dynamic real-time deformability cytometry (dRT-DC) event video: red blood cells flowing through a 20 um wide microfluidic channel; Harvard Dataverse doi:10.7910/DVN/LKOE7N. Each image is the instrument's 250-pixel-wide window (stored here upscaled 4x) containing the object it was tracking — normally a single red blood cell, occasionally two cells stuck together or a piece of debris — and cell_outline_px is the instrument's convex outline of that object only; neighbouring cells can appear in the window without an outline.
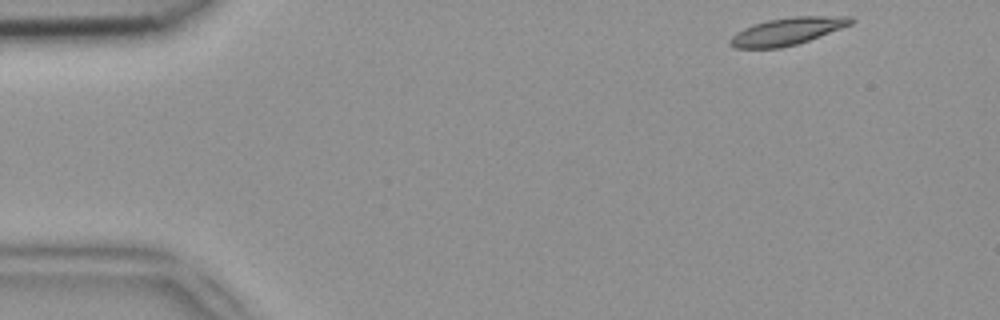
{"species": "common noctule bat (a hibernating species)", "species_latin": "Nyctalus noctula", "temperature_condition": "room temperature", "stored_images_in_passage": 46, "camera_frame_rate_fps": 3000, "um_per_image_px": 0.085, "animal": {"sex": "female", "body_mass_g": 18.4}, "frame": {"image": 1, "passage_image": 1, "time_ms": 0.0, "image_size_px": [1000, 320], "cell_outline_px": [[856, 20], [852, 24], [808, 40], [796, 44], [780, 48], [736, 48], [728, 44], [728, 40], [736, 32], [744, 28], [768, 20], [792, 16], [852, 16]], "centroid_in_image_um": [66.92, 2.65], "position_along_channel_um": 18.1, "area_um2": 19.13}}
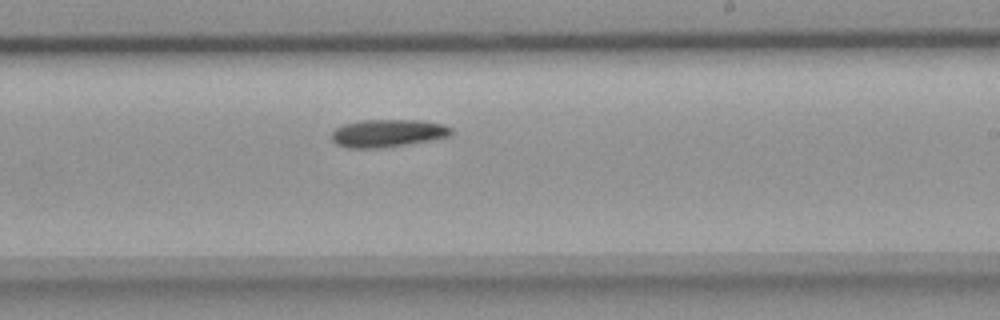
{"frame": {"image": 2, "passage_image": 26, "time_ms": 8.333, "image_size_px": [1000, 320], "cell_outline_px": [[452, 136], [380, 148], [348, 148], [336, 144], [332, 140], [332, 132], [336, 128], [344, 124], [364, 120], [420, 120], [444, 124], [452, 128]], "centroid_in_image_um": [32.96, 11.31], "position_along_channel_um": 256.0, "area_um2": 19.19}}
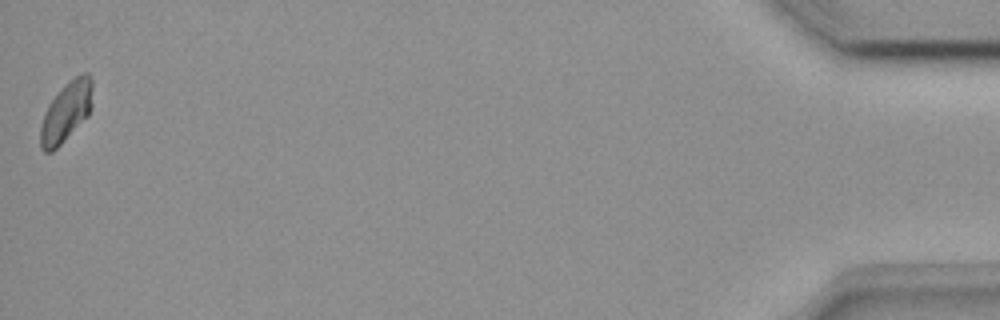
{"frame": {"image": 3, "passage_image": 46, "time_ms": 15.0, "image_size_px": [1000, 320], "cell_outline_px": [[92, 108], [88, 116], [52, 152], [44, 152], [40, 148], [40, 128], [44, 112], [48, 104], [68, 80], [84, 72], [88, 72], [92, 80]], "centroid_in_image_um": [5.63, 9.49], "position_along_channel_um": 429.6, "area_um2": 18.26}}